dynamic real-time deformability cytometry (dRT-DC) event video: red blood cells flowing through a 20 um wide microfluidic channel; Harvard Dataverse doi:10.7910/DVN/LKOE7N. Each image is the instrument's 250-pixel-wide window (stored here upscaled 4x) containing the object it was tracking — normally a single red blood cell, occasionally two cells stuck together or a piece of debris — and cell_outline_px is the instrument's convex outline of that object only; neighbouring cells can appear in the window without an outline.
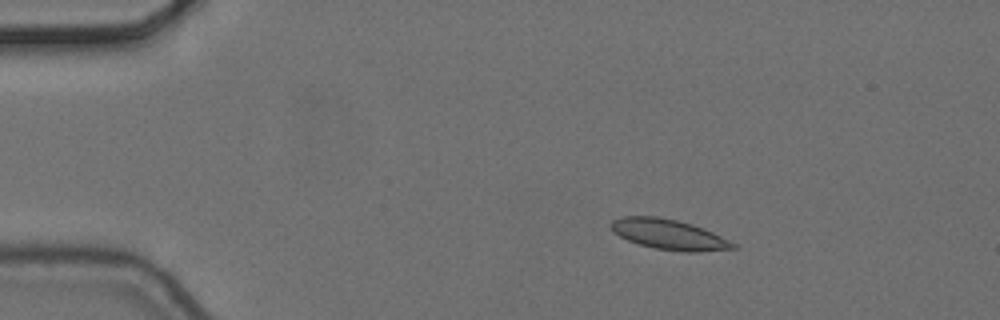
{"species": "common noctule bat (a hibernating species)", "species_latin": "Nyctalus noctula", "temperature_condition": "cold", "stored_images_in_passage": 4, "camera_frame_rate_fps": 3000, "um_per_image_px": 0.085, "animal": {"sex": "female", "body_mass_g": 24.6, "forearm_length_mm": 56.2}, "frame": {"image": 1, "passage_image": 2, "time_ms": 0.333, "image_size_px": [1000, 320], "cell_outline_px": [[740, 248], [700, 252], [684, 252], [656, 248], [640, 244], [628, 240], [612, 232], [608, 224], [612, 220], [620, 216], [656, 216], [676, 220], [692, 224], [712, 232], [736, 244]], "centroid_in_image_um": [56.83, 19.92], "position_along_channel_um": 28.2, "area_um2": 21.56}}